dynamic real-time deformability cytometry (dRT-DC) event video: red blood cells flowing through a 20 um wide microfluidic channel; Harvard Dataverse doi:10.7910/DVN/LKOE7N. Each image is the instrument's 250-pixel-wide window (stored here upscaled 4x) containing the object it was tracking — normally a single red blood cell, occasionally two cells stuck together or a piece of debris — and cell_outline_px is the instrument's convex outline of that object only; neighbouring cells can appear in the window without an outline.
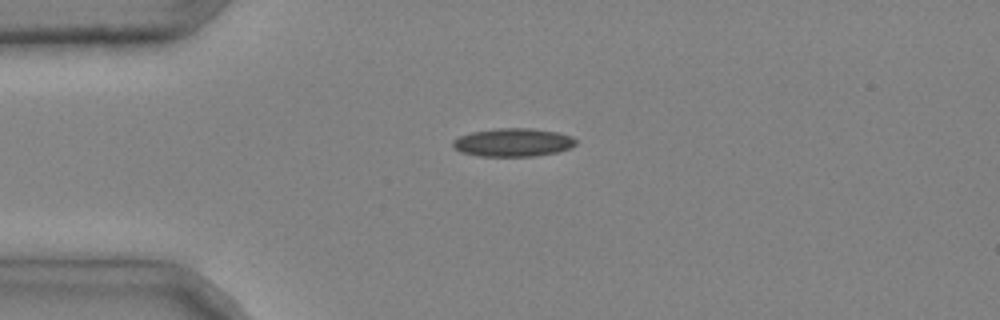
{"species": "common noctule bat (a hibernating species)", "species_latin": "Nyctalus noctula", "temperature_condition": "cold", "stored_images_in_passage": 3, "camera_frame_rate_fps": 3000, "um_per_image_px": 0.085, "animal": {"sex": "male", "body_mass_g": 20.4}, "frame": {"image": 1, "passage_image": 1, "time_ms": 0.0, "image_size_px": [1000, 320], "cell_outline_px": [[576, 144], [572, 148], [556, 152], [536, 156], [480, 156], [460, 152], [452, 144], [452, 140], [460, 136], [472, 132], [496, 128], [532, 128], [556, 132], [572, 136], [576, 140]], "centroid_in_image_um": [43.62, 12.1], "position_along_channel_um": 41.4, "area_um2": 20.29}}
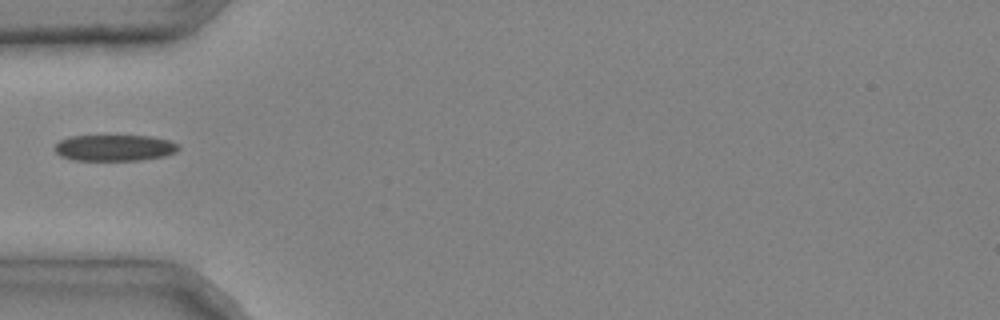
{"frame": {"image": 2, "passage_image": 2, "time_ms": 0.333, "image_size_px": [1000, 320], "cell_outline_px": [[180, 148], [176, 152], [164, 156], [140, 160], [72, 160], [60, 156], [52, 148], [60, 140], [72, 136], [152, 136], [168, 140], [180, 144]], "centroid_in_image_um": [9.74, 12.57], "position_along_channel_um": 75.3, "area_um2": 19.02}}